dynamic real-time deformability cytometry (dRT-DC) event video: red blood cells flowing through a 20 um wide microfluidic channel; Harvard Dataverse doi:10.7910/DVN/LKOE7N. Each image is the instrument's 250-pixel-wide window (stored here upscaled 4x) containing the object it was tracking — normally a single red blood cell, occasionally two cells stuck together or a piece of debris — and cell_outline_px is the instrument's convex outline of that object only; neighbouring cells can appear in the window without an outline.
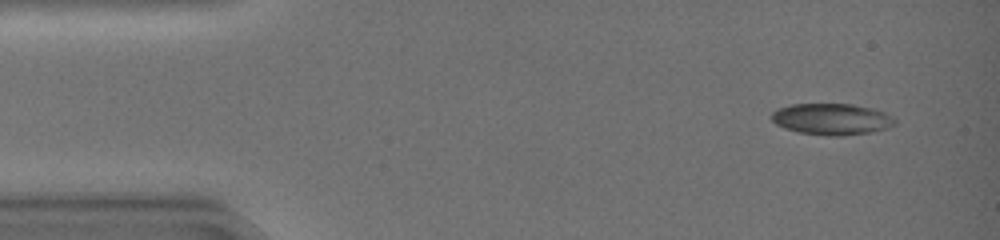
{"species": "common noctule bat (a hibernating species)", "species_latin": "Nyctalus noctula", "temperature_condition": "warm", "stored_images_in_passage": 42, "camera_frame_rate_fps": 3000, "um_per_image_px": 0.085, "animal": {"sex": "female", "body_mass_g": 19.0, "forearm_length_mm": 51.5}, "frame": {"image": 1, "passage_image": 2, "time_ms": 0.333, "image_size_px": [1000, 240], "cell_outline_px": [[896, 124], [884, 128], [868, 132], [840, 136], [832, 136], [800, 132], [776, 124], [772, 120], [772, 112], [780, 108], [792, 104], [852, 104], [872, 108], [884, 112], [896, 120]], "centroid_in_image_um": [70.7, 10.11], "position_along_channel_um": 14.3, "area_um2": 22.08}}
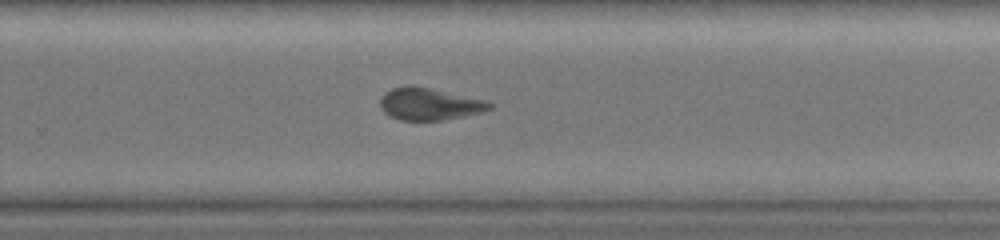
{"frame": {"image": 2, "passage_image": 28, "time_ms": 9.0, "image_size_px": [1000, 240], "cell_outline_px": [[492, 108], [480, 112], [464, 116], [440, 120], [400, 120], [388, 116], [380, 108], [380, 100], [384, 92], [392, 88], [428, 88], [484, 100], [492, 104]], "centroid_in_image_um": [36.46, 8.88], "position_along_channel_um": 293.3, "area_um2": 19.77}}
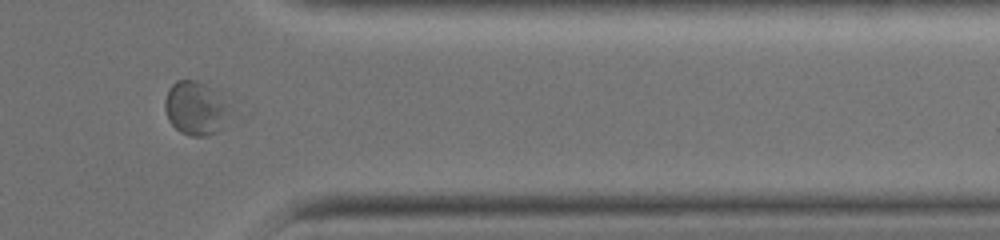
{"frame": {"image": 3, "passage_image": 35, "time_ms": 11.333, "image_size_px": [1000, 240], "cell_outline_px": [[228, 112], [224, 128], [208, 136], [192, 136], [180, 132], [168, 120], [164, 108], [164, 100], [168, 88], [176, 80], [196, 80], [220, 92]], "centroid_in_image_um": [16.58, 9.2], "position_along_channel_um": 394.8, "area_um2": 20.35}, "authors_computed_cell_mechanics": {"area_um2": 21.0103, "velocity_mm_per_s": 4.3796, "shape_relaxation_time_tau1_ms": null, "shape_relaxation_time_tau2_ms": 2.1839, "deformation_change_tau1": null, "deformation_change_tau2": 0.0881}}